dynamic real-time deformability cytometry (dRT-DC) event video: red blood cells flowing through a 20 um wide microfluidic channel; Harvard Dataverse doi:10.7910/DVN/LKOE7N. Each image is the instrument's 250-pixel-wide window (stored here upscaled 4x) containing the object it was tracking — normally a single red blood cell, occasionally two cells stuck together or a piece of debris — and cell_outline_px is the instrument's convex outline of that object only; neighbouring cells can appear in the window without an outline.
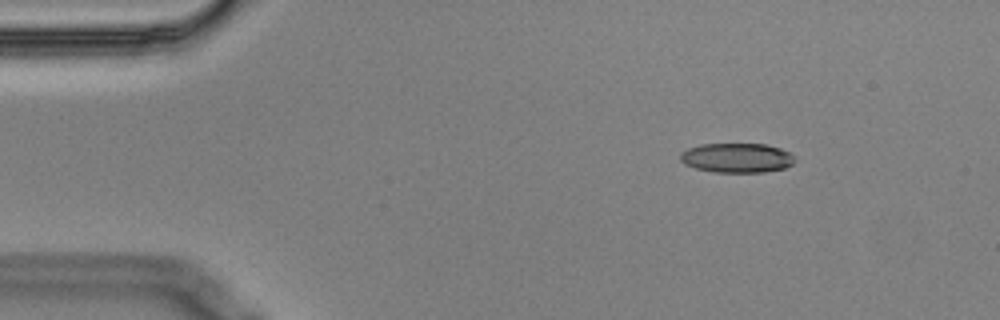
{"species": "Egyptian fruit bat (a non-hibernating species)", "species_latin": "Rousettus aegyptiacus", "temperature_condition": "cold", "stored_images_in_passage": 2, "camera_frame_rate_fps": 3000, "um_per_image_px": 0.085, "animal": {"sex": "male"}, "frame": {"image": 1, "passage_image": 2, "time_ms": 0.333, "image_size_px": [1000, 320], "cell_outline_px": [[796, 160], [792, 164], [784, 168], [764, 172], [712, 172], [696, 168], [684, 164], [680, 160], [680, 152], [688, 148], [700, 144], [764, 144], [780, 148], [788, 152]], "centroid_in_image_um": [62.6, 13.42], "position_along_channel_um": 22.4, "area_um2": 19.71}}